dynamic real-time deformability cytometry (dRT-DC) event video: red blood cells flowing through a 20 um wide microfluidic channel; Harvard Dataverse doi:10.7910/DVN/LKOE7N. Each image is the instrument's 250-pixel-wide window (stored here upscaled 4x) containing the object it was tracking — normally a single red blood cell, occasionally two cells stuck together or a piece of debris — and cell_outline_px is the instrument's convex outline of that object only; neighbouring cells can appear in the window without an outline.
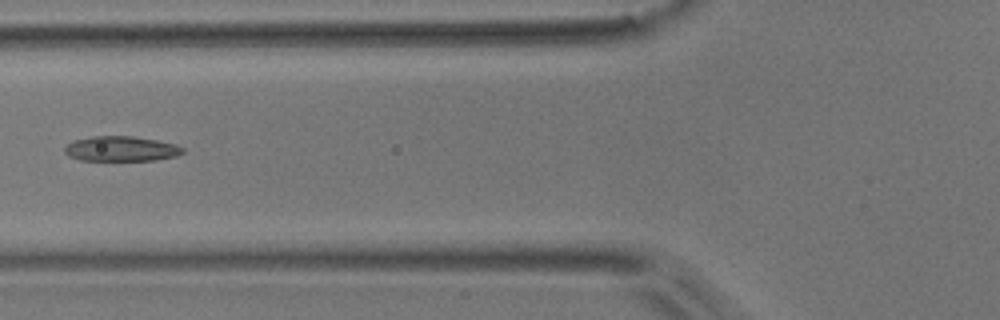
{"species": "common noctule bat (a hibernating species)", "species_latin": "Nyctalus noctula", "temperature_condition": "room temperature", "stored_images_in_passage": 4, "camera_frame_rate_fps": 3000, "um_per_image_px": 0.085, "animal": {"sex": "male", "body_mass_g": 17.9}, "frame": {"image": 1, "passage_image": 3, "time_ms": 0.667, "image_size_px": [1000, 320], "cell_outline_px": [[184, 152], [176, 156], [156, 160], [80, 160], [68, 156], [64, 152], [64, 148], [72, 140], [92, 136], [132, 136], [156, 140], [176, 144], [184, 148]], "centroid_in_image_um": [10.28, 12.64], "position_along_channel_um": 115.5, "area_um2": 17.28}}
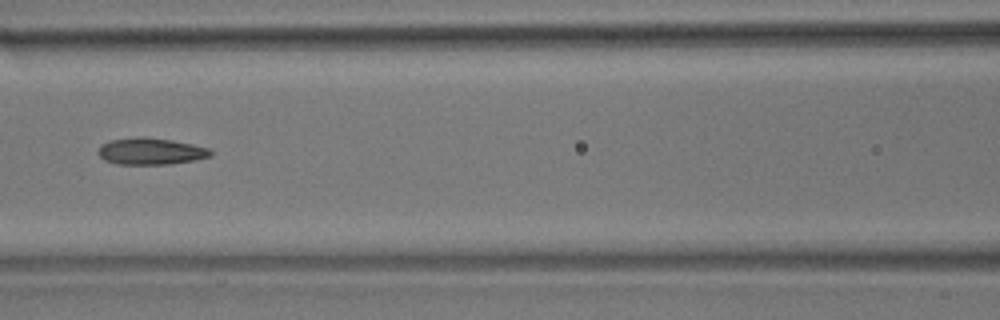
{"frame": {"image": 2, "passage_image": 4, "time_ms": 1.0, "image_size_px": [1000, 320], "cell_outline_px": [[212, 156], [196, 160], [168, 164], [116, 164], [104, 160], [96, 152], [100, 144], [108, 140], [140, 136], [144, 136], [172, 140], [192, 144], [208, 148], [212, 152]], "centroid_in_image_um": [12.77, 12.85], "position_along_channel_um": 153.8, "area_um2": 17.74}}